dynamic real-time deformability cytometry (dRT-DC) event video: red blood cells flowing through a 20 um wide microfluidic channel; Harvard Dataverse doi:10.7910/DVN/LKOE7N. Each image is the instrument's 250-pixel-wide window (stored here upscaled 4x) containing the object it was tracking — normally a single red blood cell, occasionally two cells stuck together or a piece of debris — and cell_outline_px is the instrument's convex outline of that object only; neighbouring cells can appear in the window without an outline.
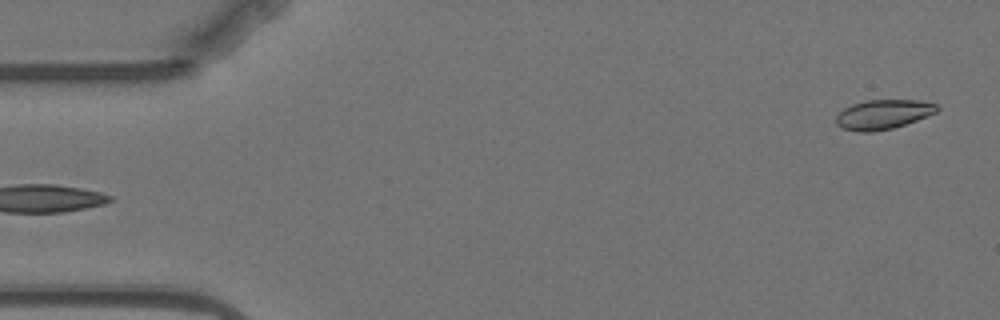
{"species": "Egyptian fruit bat (a non-hibernating species)", "species_latin": "Rousettus aegyptiacus", "temperature_condition": "warm", "stored_images_in_passage": 5, "segment_of_instrument_passage": [2, 2], "camera_frame_rate_fps": 3000, "um_per_image_px": 0.085, "animal": {"sex": "female"}, "frame": {"image": 1, "passage_image": 5, "time_ms": 4.667, "image_size_px": [1000, 320], "cell_outline_px": [[940, 108], [936, 112], [928, 116], [892, 128], [872, 132], [860, 132], [844, 128], [836, 124], [836, 116], [844, 108], [852, 104], [868, 100], [916, 100], [936, 104]], "centroid_in_image_um": [75.07, 9.72], "position_along_channel_um": 9.9, "area_um2": 17.17}}